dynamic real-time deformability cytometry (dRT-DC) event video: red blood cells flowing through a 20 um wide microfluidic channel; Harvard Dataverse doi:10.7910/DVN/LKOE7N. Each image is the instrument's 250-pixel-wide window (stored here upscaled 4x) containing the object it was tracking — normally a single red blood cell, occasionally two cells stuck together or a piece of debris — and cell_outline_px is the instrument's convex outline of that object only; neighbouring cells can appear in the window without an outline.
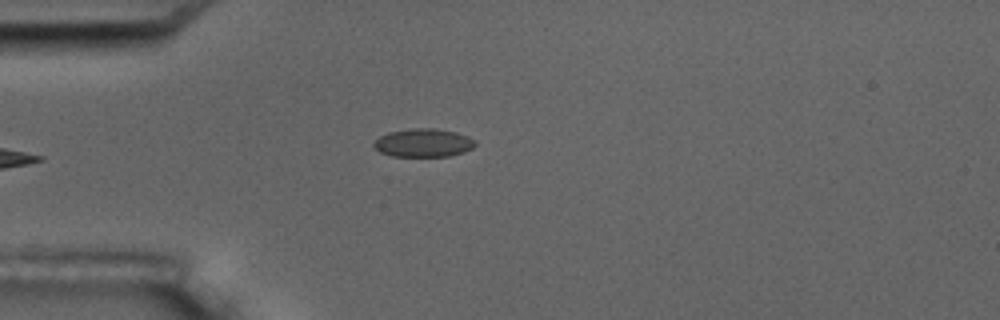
{"species": "common noctule bat (a hibernating species)", "species_latin": "Nyctalus noctula", "temperature_condition": "room temperature", "stored_images_in_passage": 6, "camera_frame_rate_fps": 3000, "um_per_image_px": 0.085, "animal": {"sex": "male", "body_mass_g": 17.5, "forearm_length_mm": 52.3}, "frame": {"image": 1, "passage_image": 6, "time_ms": 5.667, "image_size_px": [1000, 320], "cell_outline_px": [[476, 144], [472, 148], [464, 152], [448, 156], [392, 156], [380, 152], [372, 144], [380, 136], [388, 132], [412, 128], [436, 128], [456, 132], [468, 136], [476, 140]], "centroid_in_image_um": [36.01, 12.13], "position_along_channel_um": 49.0, "area_um2": 16.76}}